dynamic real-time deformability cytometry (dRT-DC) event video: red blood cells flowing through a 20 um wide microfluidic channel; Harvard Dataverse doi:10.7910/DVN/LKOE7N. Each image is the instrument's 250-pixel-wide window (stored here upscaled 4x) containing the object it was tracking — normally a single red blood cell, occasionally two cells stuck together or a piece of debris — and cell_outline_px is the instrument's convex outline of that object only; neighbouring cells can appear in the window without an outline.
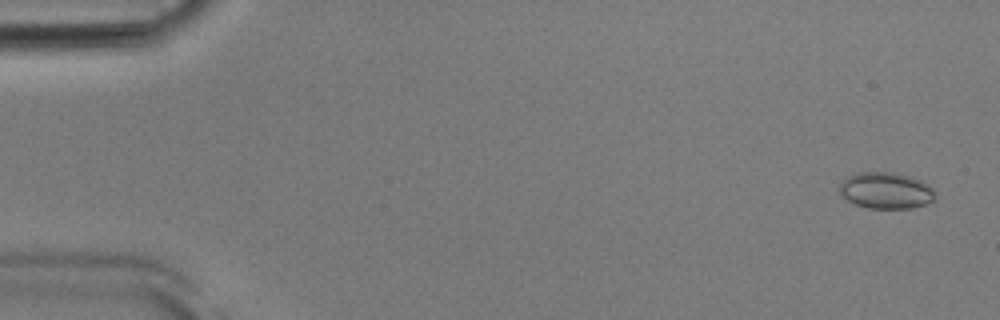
{"species": "Egyptian fruit bat (a non-hibernating species)", "species_latin": "Rousettus aegyptiacus", "temperature_condition": "room temperature", "stored_images_in_passage": 52, "camera_frame_rate_fps": 3000, "um_per_image_px": 0.085, "animal": {"sex": "male"}, "frame": {"image": 1, "passage_image": 2, "time_ms": 0.333, "image_size_px": [1000, 320], "cell_outline_px": [[936, 196], [932, 200], [924, 204], [912, 208], [868, 208], [856, 204], [840, 196], [840, 184], [848, 176], [856, 172], [892, 172], [908, 176], [920, 180], [928, 184], [936, 192]], "centroid_in_image_um": [75.29, 16.19], "position_along_channel_um": 9.7, "area_um2": 20.23}}
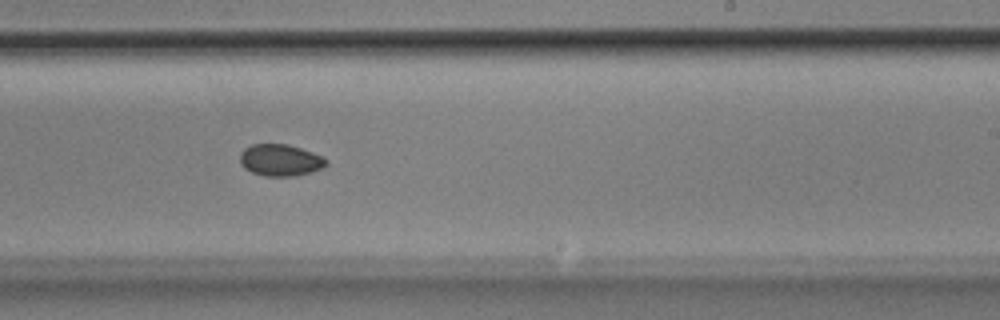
{"frame": {"image": 2, "passage_image": 32, "time_ms": 10.333, "image_size_px": [1000, 320], "cell_outline_px": [[328, 164], [324, 168], [292, 176], [264, 176], [252, 172], [244, 168], [240, 164], [240, 152], [244, 148], [252, 144], [288, 144], [324, 156], [328, 160]], "centroid_in_image_um": [23.83, 13.6], "position_along_channel_um": 265.2, "area_um2": 16.07}}
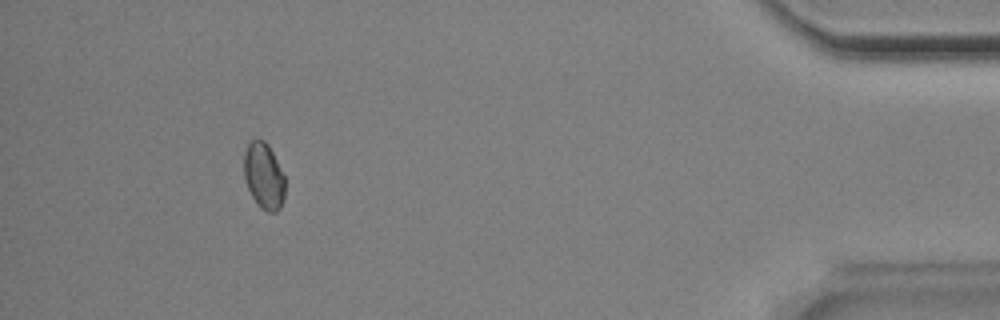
{"frame": {"image": 3, "passage_image": 48, "time_ms": 15.667, "image_size_px": [1000, 320], "cell_outline_px": [[284, 196], [280, 208], [276, 212], [268, 212], [260, 208], [252, 196], [248, 188], [244, 176], [244, 152], [248, 144], [252, 140], [264, 140], [268, 144], [284, 176]], "centroid_in_image_um": [22.41, 14.97], "position_along_channel_um": 412.8, "area_um2": 15.66}, "authors_computed_cell_mechanics": {"area_um2": 16.4152, "velocity_mm_per_s": 3.8954, "shape_relaxation_time_tau1_ms": null, "shape_relaxation_time_tau2_ms": 4.4039, "deformation_change_tau1": null, "deformation_change_tau2": 0.0508}}